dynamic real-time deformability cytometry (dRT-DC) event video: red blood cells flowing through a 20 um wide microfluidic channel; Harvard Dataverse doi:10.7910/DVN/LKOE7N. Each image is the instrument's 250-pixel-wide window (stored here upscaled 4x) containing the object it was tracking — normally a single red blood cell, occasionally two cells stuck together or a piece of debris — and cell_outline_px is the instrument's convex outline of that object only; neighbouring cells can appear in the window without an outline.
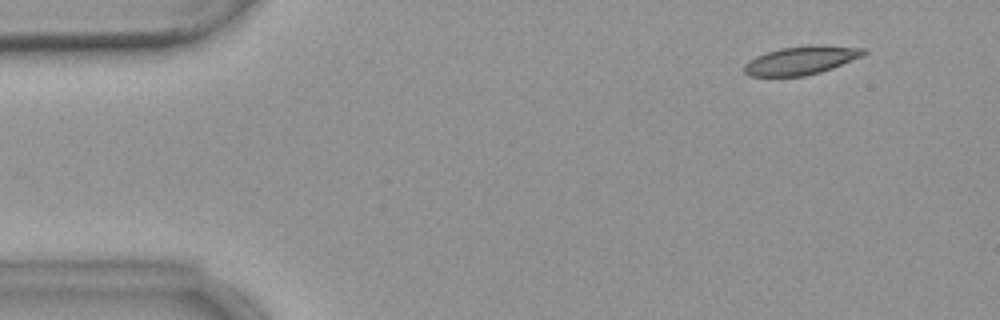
{"species": "common noctule bat (a hibernating species)", "species_latin": "Nyctalus noctula", "temperature_condition": "warm", "stored_images_in_passage": 4, "camera_frame_rate_fps": 3000, "um_per_image_px": 0.085, "animal": {"sex": "female", "body_mass_g": 18.4}, "frame": {"image": 1, "passage_image": 1, "time_ms": 0.0, "image_size_px": [1000, 320], "cell_outline_px": [[868, 52], [860, 56], [832, 68], [820, 72], [804, 76], [748, 76], [744, 72], [744, 64], [748, 60], [756, 56], [780, 48], [808, 44], [820, 44], [864, 48]], "centroid_in_image_um": [68.07, 5.11], "position_along_channel_um": 16.9, "area_um2": 19.83}}